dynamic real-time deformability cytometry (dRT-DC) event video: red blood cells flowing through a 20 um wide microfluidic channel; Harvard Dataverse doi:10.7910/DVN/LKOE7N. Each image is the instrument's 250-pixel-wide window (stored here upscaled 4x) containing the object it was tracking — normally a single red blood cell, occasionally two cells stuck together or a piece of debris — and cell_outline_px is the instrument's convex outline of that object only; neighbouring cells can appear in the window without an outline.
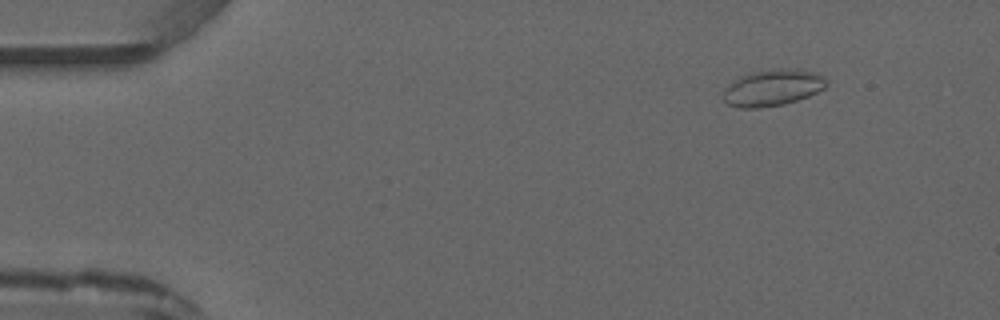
{"species": "common noctule bat (a hibernating species)", "species_latin": "Nyctalus noctula", "temperature_condition": "warm", "stored_images_in_passage": 3, "camera_frame_rate_fps": 3000, "um_per_image_px": 0.085, "animal": {"sex": "male", "forearm_length_mm": 52.5}, "frame": {"image": 1, "passage_image": 1, "time_ms": 0.0, "image_size_px": [1000, 320], "cell_outline_px": [[828, 84], [824, 88], [808, 96], [784, 104], [760, 108], [740, 108], [728, 104], [724, 100], [724, 88], [728, 84], [740, 76], [756, 72], [776, 68], [796, 68], [816, 72], [824, 76], [828, 80]], "centroid_in_image_um": [65.7, 7.44], "position_along_channel_um": 19.3, "area_um2": 22.02}}